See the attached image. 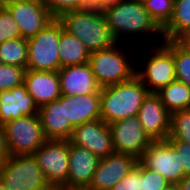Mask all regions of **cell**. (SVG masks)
<instances>
[{"label":"cell","mask_w":190,"mask_h":190,"mask_svg":"<svg viewBox=\"0 0 190 190\" xmlns=\"http://www.w3.org/2000/svg\"><path fill=\"white\" fill-rule=\"evenodd\" d=\"M102 11L116 42L121 43L120 41H122L123 43L125 39L130 40V36L132 38L136 36L138 39L141 37L147 41V38L144 37L148 35H151L154 41L157 38L158 44L164 41L162 30L150 18L149 12L145 9L143 3L134 0H122L113 6L104 8Z\"/></svg>","instance_id":"cell-1"},{"label":"cell","mask_w":190,"mask_h":190,"mask_svg":"<svg viewBox=\"0 0 190 190\" xmlns=\"http://www.w3.org/2000/svg\"><path fill=\"white\" fill-rule=\"evenodd\" d=\"M149 91L135 75L132 79L101 88V120L110 125L137 116Z\"/></svg>","instance_id":"cell-2"},{"label":"cell","mask_w":190,"mask_h":190,"mask_svg":"<svg viewBox=\"0 0 190 190\" xmlns=\"http://www.w3.org/2000/svg\"><path fill=\"white\" fill-rule=\"evenodd\" d=\"M63 29L82 41L91 53L116 43L102 10L85 8L63 13L57 18Z\"/></svg>","instance_id":"cell-3"},{"label":"cell","mask_w":190,"mask_h":190,"mask_svg":"<svg viewBox=\"0 0 190 190\" xmlns=\"http://www.w3.org/2000/svg\"><path fill=\"white\" fill-rule=\"evenodd\" d=\"M124 46V43L119 45L116 42L110 47L90 53L88 64L101 88L126 82L135 76L136 66L139 65L133 63L135 59L129 55L133 50L125 51Z\"/></svg>","instance_id":"cell-4"},{"label":"cell","mask_w":190,"mask_h":190,"mask_svg":"<svg viewBox=\"0 0 190 190\" xmlns=\"http://www.w3.org/2000/svg\"><path fill=\"white\" fill-rule=\"evenodd\" d=\"M151 49L149 57L145 54L147 56H145L146 61L143 62L144 67H136L135 75L142 81L149 93H157L176 80L173 40H164L156 45L153 43Z\"/></svg>","instance_id":"cell-5"},{"label":"cell","mask_w":190,"mask_h":190,"mask_svg":"<svg viewBox=\"0 0 190 190\" xmlns=\"http://www.w3.org/2000/svg\"><path fill=\"white\" fill-rule=\"evenodd\" d=\"M61 23L54 18L35 36L27 39L26 69L34 71H59L61 68L59 41Z\"/></svg>","instance_id":"cell-6"},{"label":"cell","mask_w":190,"mask_h":190,"mask_svg":"<svg viewBox=\"0 0 190 190\" xmlns=\"http://www.w3.org/2000/svg\"><path fill=\"white\" fill-rule=\"evenodd\" d=\"M0 181L8 190H52L33 154L10 156L0 167Z\"/></svg>","instance_id":"cell-7"},{"label":"cell","mask_w":190,"mask_h":190,"mask_svg":"<svg viewBox=\"0 0 190 190\" xmlns=\"http://www.w3.org/2000/svg\"><path fill=\"white\" fill-rule=\"evenodd\" d=\"M3 127L11 156L33 154L47 140L39 115L23 116Z\"/></svg>","instance_id":"cell-8"},{"label":"cell","mask_w":190,"mask_h":190,"mask_svg":"<svg viewBox=\"0 0 190 190\" xmlns=\"http://www.w3.org/2000/svg\"><path fill=\"white\" fill-rule=\"evenodd\" d=\"M33 155L52 189L63 187L67 183L69 141L46 140Z\"/></svg>","instance_id":"cell-9"},{"label":"cell","mask_w":190,"mask_h":190,"mask_svg":"<svg viewBox=\"0 0 190 190\" xmlns=\"http://www.w3.org/2000/svg\"><path fill=\"white\" fill-rule=\"evenodd\" d=\"M138 161L171 184H178L185 177L183 167H180V154L167 140L153 141Z\"/></svg>","instance_id":"cell-10"},{"label":"cell","mask_w":190,"mask_h":190,"mask_svg":"<svg viewBox=\"0 0 190 190\" xmlns=\"http://www.w3.org/2000/svg\"><path fill=\"white\" fill-rule=\"evenodd\" d=\"M114 151L128 154L139 160L153 142L142 128L137 116L119 120L109 125Z\"/></svg>","instance_id":"cell-11"},{"label":"cell","mask_w":190,"mask_h":190,"mask_svg":"<svg viewBox=\"0 0 190 190\" xmlns=\"http://www.w3.org/2000/svg\"><path fill=\"white\" fill-rule=\"evenodd\" d=\"M68 141L86 148L99 159L114 152L111 130L101 119L75 126Z\"/></svg>","instance_id":"cell-12"},{"label":"cell","mask_w":190,"mask_h":190,"mask_svg":"<svg viewBox=\"0 0 190 190\" xmlns=\"http://www.w3.org/2000/svg\"><path fill=\"white\" fill-rule=\"evenodd\" d=\"M137 162L135 157L115 151L100 158L88 188L110 190L136 166Z\"/></svg>","instance_id":"cell-13"},{"label":"cell","mask_w":190,"mask_h":190,"mask_svg":"<svg viewBox=\"0 0 190 190\" xmlns=\"http://www.w3.org/2000/svg\"><path fill=\"white\" fill-rule=\"evenodd\" d=\"M16 21L21 37L30 38L39 33L54 18L41 0H28L6 7Z\"/></svg>","instance_id":"cell-14"},{"label":"cell","mask_w":190,"mask_h":190,"mask_svg":"<svg viewBox=\"0 0 190 190\" xmlns=\"http://www.w3.org/2000/svg\"><path fill=\"white\" fill-rule=\"evenodd\" d=\"M137 117L152 141L167 139L170 131V113L156 93H149L144 99Z\"/></svg>","instance_id":"cell-15"},{"label":"cell","mask_w":190,"mask_h":190,"mask_svg":"<svg viewBox=\"0 0 190 190\" xmlns=\"http://www.w3.org/2000/svg\"><path fill=\"white\" fill-rule=\"evenodd\" d=\"M58 75L61 95L83 96L101 92L88 63L60 68Z\"/></svg>","instance_id":"cell-16"},{"label":"cell","mask_w":190,"mask_h":190,"mask_svg":"<svg viewBox=\"0 0 190 190\" xmlns=\"http://www.w3.org/2000/svg\"><path fill=\"white\" fill-rule=\"evenodd\" d=\"M23 84L38 108L61 97L58 71L26 69Z\"/></svg>","instance_id":"cell-17"},{"label":"cell","mask_w":190,"mask_h":190,"mask_svg":"<svg viewBox=\"0 0 190 190\" xmlns=\"http://www.w3.org/2000/svg\"><path fill=\"white\" fill-rule=\"evenodd\" d=\"M38 107L24 84L0 92V124L23 116L38 115Z\"/></svg>","instance_id":"cell-18"},{"label":"cell","mask_w":190,"mask_h":190,"mask_svg":"<svg viewBox=\"0 0 190 190\" xmlns=\"http://www.w3.org/2000/svg\"><path fill=\"white\" fill-rule=\"evenodd\" d=\"M61 105H64L65 121L73 127L101 119L100 93L83 96L61 95Z\"/></svg>","instance_id":"cell-19"},{"label":"cell","mask_w":190,"mask_h":190,"mask_svg":"<svg viewBox=\"0 0 190 190\" xmlns=\"http://www.w3.org/2000/svg\"><path fill=\"white\" fill-rule=\"evenodd\" d=\"M99 158L86 148L69 142V173L63 187H88Z\"/></svg>","instance_id":"cell-20"},{"label":"cell","mask_w":190,"mask_h":190,"mask_svg":"<svg viewBox=\"0 0 190 190\" xmlns=\"http://www.w3.org/2000/svg\"><path fill=\"white\" fill-rule=\"evenodd\" d=\"M38 115L47 140H69L74 127L65 121L64 105L58 100L39 107Z\"/></svg>","instance_id":"cell-21"},{"label":"cell","mask_w":190,"mask_h":190,"mask_svg":"<svg viewBox=\"0 0 190 190\" xmlns=\"http://www.w3.org/2000/svg\"><path fill=\"white\" fill-rule=\"evenodd\" d=\"M61 68L88 63L90 52L76 36L67 33L61 24L59 41Z\"/></svg>","instance_id":"cell-22"},{"label":"cell","mask_w":190,"mask_h":190,"mask_svg":"<svg viewBox=\"0 0 190 190\" xmlns=\"http://www.w3.org/2000/svg\"><path fill=\"white\" fill-rule=\"evenodd\" d=\"M156 94L170 114L190 109V87L183 82L174 80Z\"/></svg>","instance_id":"cell-23"},{"label":"cell","mask_w":190,"mask_h":190,"mask_svg":"<svg viewBox=\"0 0 190 190\" xmlns=\"http://www.w3.org/2000/svg\"><path fill=\"white\" fill-rule=\"evenodd\" d=\"M186 33H190V0H174L172 17L162 30L163 38L175 41Z\"/></svg>","instance_id":"cell-24"},{"label":"cell","mask_w":190,"mask_h":190,"mask_svg":"<svg viewBox=\"0 0 190 190\" xmlns=\"http://www.w3.org/2000/svg\"><path fill=\"white\" fill-rule=\"evenodd\" d=\"M28 43L26 38L7 40L0 45V59L3 64L24 67L27 63Z\"/></svg>","instance_id":"cell-25"},{"label":"cell","mask_w":190,"mask_h":190,"mask_svg":"<svg viewBox=\"0 0 190 190\" xmlns=\"http://www.w3.org/2000/svg\"><path fill=\"white\" fill-rule=\"evenodd\" d=\"M143 4L150 18L163 30L172 17L174 0H146Z\"/></svg>","instance_id":"cell-26"},{"label":"cell","mask_w":190,"mask_h":190,"mask_svg":"<svg viewBox=\"0 0 190 190\" xmlns=\"http://www.w3.org/2000/svg\"><path fill=\"white\" fill-rule=\"evenodd\" d=\"M167 139H176L190 144V109L170 114V131Z\"/></svg>","instance_id":"cell-27"},{"label":"cell","mask_w":190,"mask_h":190,"mask_svg":"<svg viewBox=\"0 0 190 190\" xmlns=\"http://www.w3.org/2000/svg\"><path fill=\"white\" fill-rule=\"evenodd\" d=\"M25 68L3 64L0 66V92L20 86L24 82Z\"/></svg>","instance_id":"cell-28"},{"label":"cell","mask_w":190,"mask_h":190,"mask_svg":"<svg viewBox=\"0 0 190 190\" xmlns=\"http://www.w3.org/2000/svg\"><path fill=\"white\" fill-rule=\"evenodd\" d=\"M176 80L190 87V54L173 41Z\"/></svg>","instance_id":"cell-29"},{"label":"cell","mask_w":190,"mask_h":190,"mask_svg":"<svg viewBox=\"0 0 190 190\" xmlns=\"http://www.w3.org/2000/svg\"><path fill=\"white\" fill-rule=\"evenodd\" d=\"M21 37L18 25L6 7H0V45Z\"/></svg>","instance_id":"cell-30"},{"label":"cell","mask_w":190,"mask_h":190,"mask_svg":"<svg viewBox=\"0 0 190 190\" xmlns=\"http://www.w3.org/2000/svg\"><path fill=\"white\" fill-rule=\"evenodd\" d=\"M53 18L63 13L85 9V0H41Z\"/></svg>","instance_id":"cell-31"},{"label":"cell","mask_w":190,"mask_h":190,"mask_svg":"<svg viewBox=\"0 0 190 190\" xmlns=\"http://www.w3.org/2000/svg\"><path fill=\"white\" fill-rule=\"evenodd\" d=\"M171 183L161 174L141 164V190H164Z\"/></svg>","instance_id":"cell-32"},{"label":"cell","mask_w":190,"mask_h":190,"mask_svg":"<svg viewBox=\"0 0 190 190\" xmlns=\"http://www.w3.org/2000/svg\"><path fill=\"white\" fill-rule=\"evenodd\" d=\"M110 190H141V163L136 166Z\"/></svg>","instance_id":"cell-33"},{"label":"cell","mask_w":190,"mask_h":190,"mask_svg":"<svg viewBox=\"0 0 190 190\" xmlns=\"http://www.w3.org/2000/svg\"><path fill=\"white\" fill-rule=\"evenodd\" d=\"M180 154V167H183L185 176L190 175V144L176 139H166Z\"/></svg>","instance_id":"cell-34"},{"label":"cell","mask_w":190,"mask_h":190,"mask_svg":"<svg viewBox=\"0 0 190 190\" xmlns=\"http://www.w3.org/2000/svg\"><path fill=\"white\" fill-rule=\"evenodd\" d=\"M10 153L5 138L3 125L0 124V167L9 159Z\"/></svg>","instance_id":"cell-35"},{"label":"cell","mask_w":190,"mask_h":190,"mask_svg":"<svg viewBox=\"0 0 190 190\" xmlns=\"http://www.w3.org/2000/svg\"><path fill=\"white\" fill-rule=\"evenodd\" d=\"M175 42L188 54H190V33L178 37Z\"/></svg>","instance_id":"cell-36"},{"label":"cell","mask_w":190,"mask_h":190,"mask_svg":"<svg viewBox=\"0 0 190 190\" xmlns=\"http://www.w3.org/2000/svg\"><path fill=\"white\" fill-rule=\"evenodd\" d=\"M177 185L180 190H190V175L185 176Z\"/></svg>","instance_id":"cell-37"},{"label":"cell","mask_w":190,"mask_h":190,"mask_svg":"<svg viewBox=\"0 0 190 190\" xmlns=\"http://www.w3.org/2000/svg\"><path fill=\"white\" fill-rule=\"evenodd\" d=\"M121 1L122 0H100V10H103L109 6H113Z\"/></svg>","instance_id":"cell-38"},{"label":"cell","mask_w":190,"mask_h":190,"mask_svg":"<svg viewBox=\"0 0 190 190\" xmlns=\"http://www.w3.org/2000/svg\"><path fill=\"white\" fill-rule=\"evenodd\" d=\"M100 9V0H85V8Z\"/></svg>","instance_id":"cell-39"},{"label":"cell","mask_w":190,"mask_h":190,"mask_svg":"<svg viewBox=\"0 0 190 190\" xmlns=\"http://www.w3.org/2000/svg\"><path fill=\"white\" fill-rule=\"evenodd\" d=\"M23 1H28V0H0V7H7L10 4L23 2Z\"/></svg>","instance_id":"cell-40"},{"label":"cell","mask_w":190,"mask_h":190,"mask_svg":"<svg viewBox=\"0 0 190 190\" xmlns=\"http://www.w3.org/2000/svg\"><path fill=\"white\" fill-rule=\"evenodd\" d=\"M57 190H90L88 187H60Z\"/></svg>","instance_id":"cell-41"},{"label":"cell","mask_w":190,"mask_h":190,"mask_svg":"<svg viewBox=\"0 0 190 190\" xmlns=\"http://www.w3.org/2000/svg\"><path fill=\"white\" fill-rule=\"evenodd\" d=\"M164 190H180L177 184H170L167 188Z\"/></svg>","instance_id":"cell-42"},{"label":"cell","mask_w":190,"mask_h":190,"mask_svg":"<svg viewBox=\"0 0 190 190\" xmlns=\"http://www.w3.org/2000/svg\"><path fill=\"white\" fill-rule=\"evenodd\" d=\"M0 190H8L1 181H0Z\"/></svg>","instance_id":"cell-43"},{"label":"cell","mask_w":190,"mask_h":190,"mask_svg":"<svg viewBox=\"0 0 190 190\" xmlns=\"http://www.w3.org/2000/svg\"><path fill=\"white\" fill-rule=\"evenodd\" d=\"M134 1H137V2L143 3V2H145L146 0H134Z\"/></svg>","instance_id":"cell-44"}]
</instances>
